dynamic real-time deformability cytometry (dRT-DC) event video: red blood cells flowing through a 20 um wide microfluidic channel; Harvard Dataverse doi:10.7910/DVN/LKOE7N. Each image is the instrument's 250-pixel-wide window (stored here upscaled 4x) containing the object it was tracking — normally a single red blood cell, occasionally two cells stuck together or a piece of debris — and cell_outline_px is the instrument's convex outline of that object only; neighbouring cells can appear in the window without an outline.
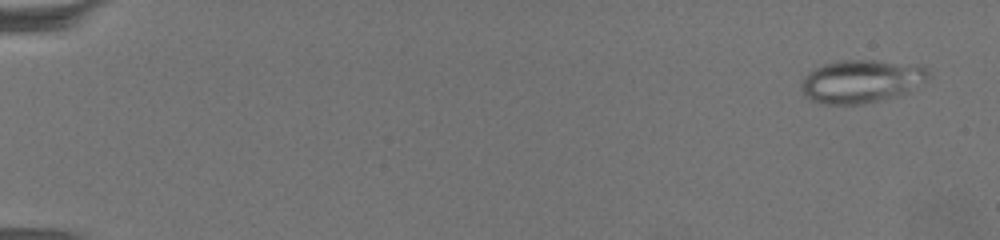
{"species": "common noctule bat (a hibernating species)", "species_latin": "Nyctalus noctula", "temperature_condition": "warm", "stored_images_in_passage": 63, "camera_frame_rate_fps": 3000, "um_per_image_px": 0.085, "animal": {"sex": "female", "body_mass_g": 19.5, "forearm_length_mm": 54.1}, "frame": {"image": 1, "passage_image": 1, "time_ms": 0.0, "image_size_px": [1000, 240], "cell_outline_px": [[928, 76], [924, 80], [904, 92], [892, 96], [860, 104], [828, 104], [812, 100], [804, 96], [800, 88], [804, 76], [808, 72], [824, 64], [840, 60], [872, 60], [924, 64], [928, 72]], "centroid_in_image_um": [73.16, 6.87], "position_along_channel_um": 11.8, "area_um2": 31.44}}
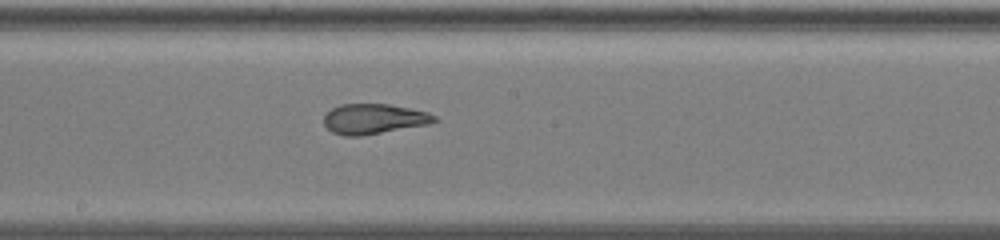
{"frame": {"image": 2, "passage_image": 36, "time_ms": 11.667, "image_size_px": [1000, 240], "cell_outline_px": [[436, 120], [428, 124], [360, 136], [344, 136], [332, 132], [324, 124], [324, 116], [332, 108], [340, 104], [388, 104], [428, 112], [436, 116]], "centroid_in_image_um": [31.74, 10.1], "position_along_channel_um": 216.5, "area_um2": 19.19}}
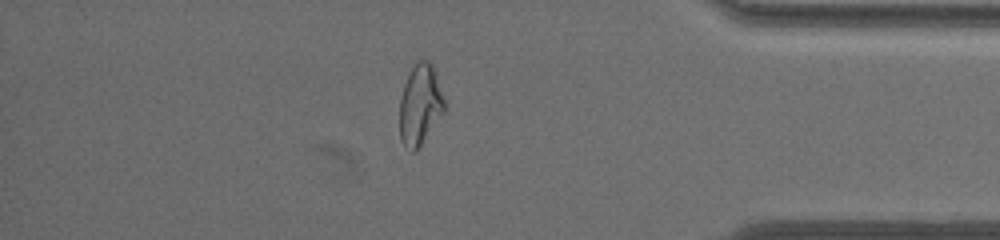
{"frame": {"image": 3, "passage_image": 55, "time_ms": 18.0, "image_size_px": [1000, 240], "cell_outline_px": [[444, 112], [416, 152], [412, 152], [404, 148], [400, 140], [400, 100], [404, 84], [416, 60], [428, 60], [432, 64], [444, 100]], "centroid_in_image_um": [35.68, 8.95], "position_along_channel_um": 399.5, "area_um2": 20.92}, "authors_computed_cell_mechanics": {"area_um2": 22.5998, "velocity_mm_per_s": 3.2646, "shape_relaxation_time_tau1_ms": null, "shape_relaxation_time_tau2_ms": 1.1233, "deformation_change_tau1": null, "deformation_change_tau2": 0.0816}}